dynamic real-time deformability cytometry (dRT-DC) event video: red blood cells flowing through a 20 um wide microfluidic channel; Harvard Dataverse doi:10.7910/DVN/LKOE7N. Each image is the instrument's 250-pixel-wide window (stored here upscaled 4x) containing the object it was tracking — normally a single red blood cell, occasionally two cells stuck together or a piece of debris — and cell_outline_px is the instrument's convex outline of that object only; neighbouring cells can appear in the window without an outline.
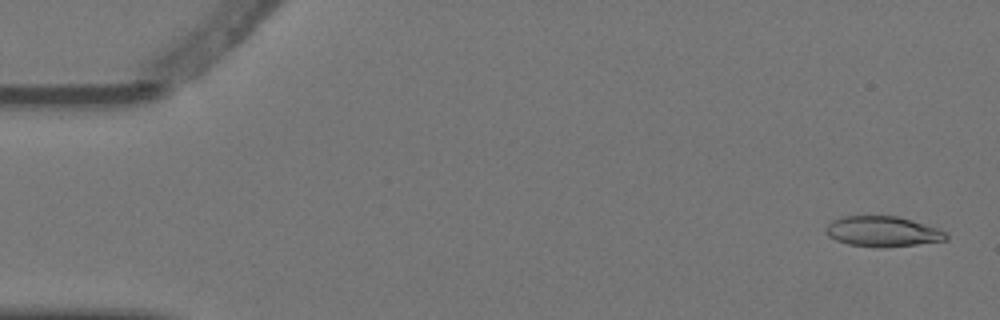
{"species": "Egyptian fruit bat (a non-hibernating species)", "species_latin": "Rousettus aegyptiacus", "temperature_condition": "warm", "stored_images_in_passage": 5, "camera_frame_rate_fps": 3000, "um_per_image_px": 0.085, "animal": {"sex": "female"}, "frame": {"image": 1, "passage_image": 1, "time_ms": 0.0, "image_size_px": [1000, 320], "cell_outline_px": [[948, 240], [916, 244], [848, 244], [836, 240], [828, 236], [824, 232], [824, 228], [832, 220], [844, 216], [896, 216], [912, 220], [940, 228], [948, 232]], "centroid_in_image_um": [75.04, 19.62], "position_along_channel_um": 10.0, "area_um2": 20.52}}
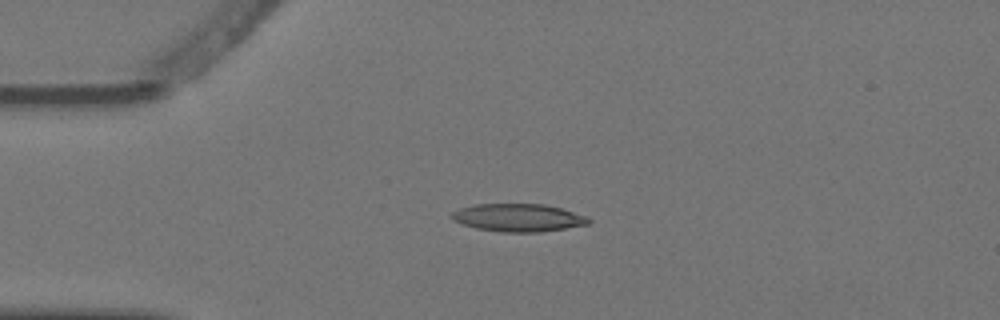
{"frame": {"image": 2, "passage_image": 4, "time_ms": 1.0, "image_size_px": [1000, 320], "cell_outline_px": [[592, 220], [588, 224], [540, 232], [504, 232], [476, 228], [452, 220], [448, 216], [452, 212], [460, 208], [472, 204], [544, 204], [560, 208], [588, 216]], "centroid_in_image_um": [44.03, 18.49], "position_along_channel_um": 41.0, "area_um2": 22.2}}